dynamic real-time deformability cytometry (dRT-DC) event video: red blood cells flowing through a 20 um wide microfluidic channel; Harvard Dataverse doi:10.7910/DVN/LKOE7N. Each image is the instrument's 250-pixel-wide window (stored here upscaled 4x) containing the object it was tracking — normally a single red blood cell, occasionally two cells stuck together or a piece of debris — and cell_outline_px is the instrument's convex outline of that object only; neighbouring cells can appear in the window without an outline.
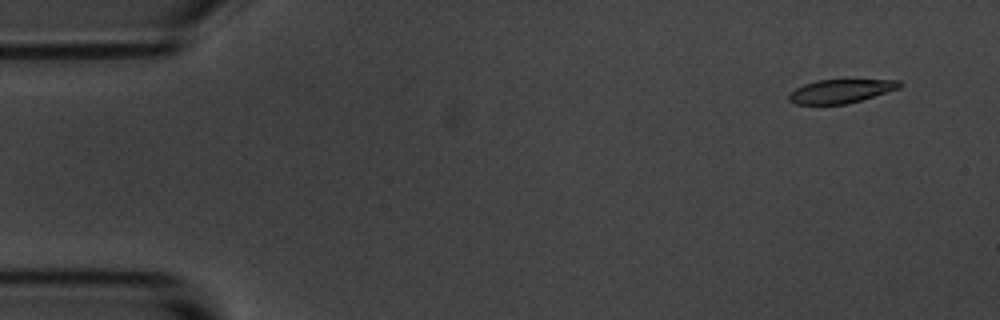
{"species": "common noctule bat (a hibernating species)", "species_latin": "Nyctalus noctula", "temperature_condition": "room temperature", "stored_images_in_passage": 5, "camera_frame_rate_fps": 3000, "um_per_image_px": 0.085, "animal": {"sex": "male", "body_mass_g": 20.1, "forearm_length_mm": 53.5}, "frame": {"image": 1, "passage_image": 1, "time_ms": 0.0, "image_size_px": [1000, 320], "cell_outline_px": [[904, 84], [900, 88], [848, 104], [796, 104], [788, 100], [788, 96], [796, 88], [804, 84], [816, 80], [900, 80]], "centroid_in_image_um": [71.49, 7.75], "position_along_channel_um": 13.5, "area_um2": 15.2}}
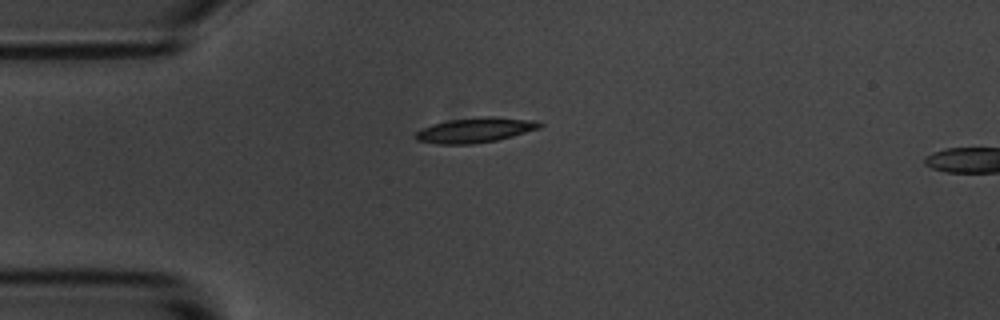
{"frame": {"image": 2, "passage_image": 4, "time_ms": 1.0, "image_size_px": [1000, 320], "cell_outline_px": [[544, 124], [540, 128], [512, 136], [496, 140], [472, 144], [436, 144], [416, 140], [412, 136], [416, 132], [432, 124], [448, 120], [484, 116], [492, 116], [536, 120]], "centroid_in_image_um": [40.39, 11.05], "position_along_channel_um": 44.6, "area_um2": 18.15}}